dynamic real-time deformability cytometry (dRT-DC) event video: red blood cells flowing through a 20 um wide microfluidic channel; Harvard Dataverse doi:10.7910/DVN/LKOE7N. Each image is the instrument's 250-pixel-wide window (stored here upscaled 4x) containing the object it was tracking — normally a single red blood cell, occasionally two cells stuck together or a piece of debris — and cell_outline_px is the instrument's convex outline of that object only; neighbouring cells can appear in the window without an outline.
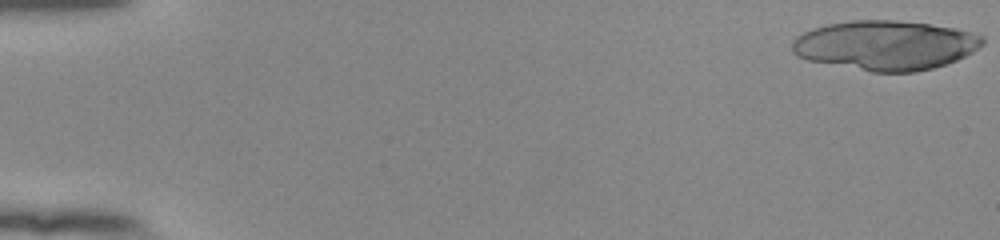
{"species": "human", "species_latin": "Homo sapiens", "temperature_condition": "room temperature", "stored_images_in_passage": 20, "camera_frame_rate_fps": 3000, "um_per_image_px": 0.085, "donor": {"sex": "female"}, "frame": {"image": 1, "passage_image": 1, "time_ms": 0.0, "image_size_px": [1000, 240], "cell_outline_px": [[984, 44], [972, 52], [956, 60], [932, 68], [916, 72], [872, 72], [808, 60], [796, 56], [792, 52], [792, 40], [796, 36], [812, 28], [828, 24], [852, 20], [896, 20], [928, 24], [956, 28], [984, 36]], "centroid_in_image_um": [75.24, 3.84], "position_along_channel_um": 9.8, "area_um2": 55.03}}